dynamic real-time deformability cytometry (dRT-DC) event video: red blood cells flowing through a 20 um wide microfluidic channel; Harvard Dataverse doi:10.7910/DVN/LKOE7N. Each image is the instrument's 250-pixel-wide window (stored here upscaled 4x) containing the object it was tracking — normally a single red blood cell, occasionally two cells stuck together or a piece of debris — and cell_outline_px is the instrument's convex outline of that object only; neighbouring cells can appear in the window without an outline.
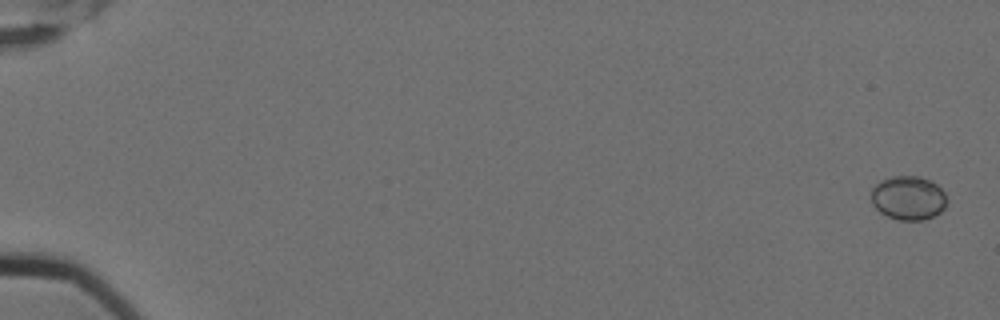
{"species": "Egyptian fruit bat (a non-hibernating species)", "species_latin": "Rousettus aegyptiacus", "temperature_condition": "cold", "stored_images_in_passage": 3, "camera_frame_rate_fps": 3000, "um_per_image_px": 0.085, "animal": {"sex": "female"}, "frame": {"image": 1, "passage_image": 1, "time_ms": 0.0, "image_size_px": [1000, 320], "cell_outline_px": [[948, 200], [944, 208], [940, 212], [924, 220], [900, 220], [888, 216], [880, 212], [872, 204], [872, 188], [880, 180], [892, 176], [920, 176], [936, 184], [944, 192]], "centroid_in_image_um": [77.21, 16.82], "position_along_channel_um": 7.8, "area_um2": 19.36}}